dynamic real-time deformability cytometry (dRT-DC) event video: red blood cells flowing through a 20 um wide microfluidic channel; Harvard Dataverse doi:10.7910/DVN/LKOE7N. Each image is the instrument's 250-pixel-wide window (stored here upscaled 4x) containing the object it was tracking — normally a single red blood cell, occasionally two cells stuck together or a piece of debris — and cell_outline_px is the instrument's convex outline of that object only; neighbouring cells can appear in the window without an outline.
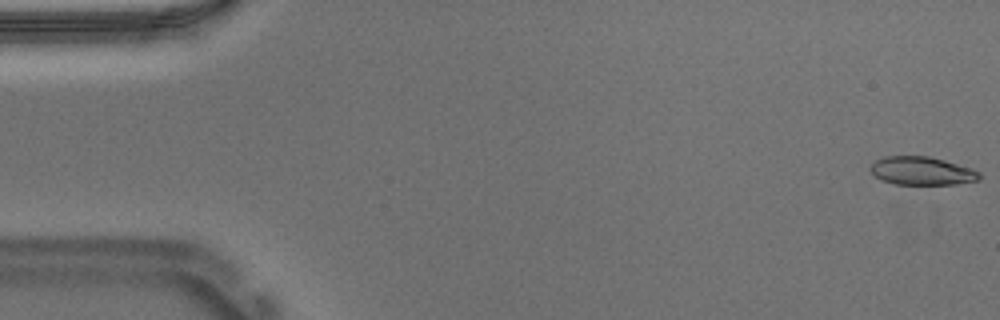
{"species": "Egyptian fruit bat (a non-hibernating species)", "species_latin": "Rousettus aegyptiacus", "temperature_condition": "warm", "stored_images_in_passage": 54, "camera_frame_rate_fps": 3000, "um_per_image_px": 0.085, "animal": {"sex": "male"}, "frame": {"image": 1, "passage_image": 1, "time_ms": 0.0, "image_size_px": [1000, 320], "cell_outline_px": [[980, 180], [956, 184], [896, 184], [880, 180], [868, 168], [876, 160], [884, 156], [928, 156], [944, 160], [972, 168], [980, 172]], "centroid_in_image_um": [78.36, 14.52], "position_along_channel_um": 6.6, "area_um2": 17.98}}
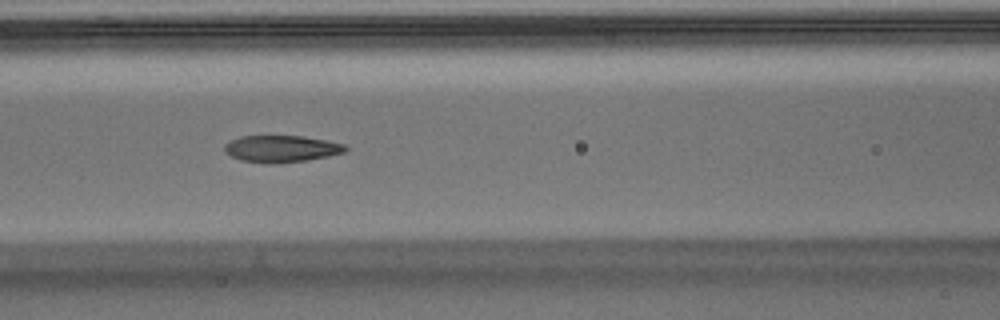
{"frame": {"image": 2, "passage_image": 23, "time_ms": 7.333, "image_size_px": [1000, 320], "cell_outline_px": [[348, 148], [344, 152], [328, 156], [308, 160], [276, 164], [264, 164], [240, 160], [224, 152], [224, 144], [228, 140], [240, 136], [304, 136], [344, 144]], "centroid_in_image_um": [23.86, 12.65], "position_along_channel_um": 142.7, "area_um2": 19.13}}
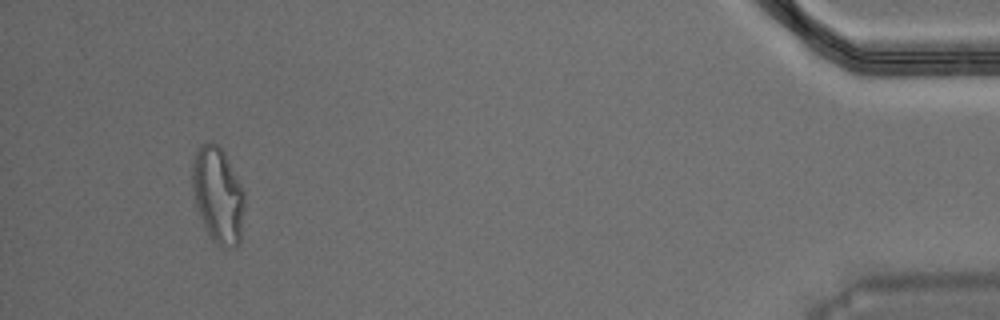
{"frame": {"image": 3, "passage_image": 51, "time_ms": 16.667, "image_size_px": [1000, 320], "cell_outline_px": [[244, 208], [240, 244], [216, 244], [212, 240], [204, 228], [196, 208], [192, 188], [192, 160], [200, 144], [212, 140], [224, 152], [244, 192]], "centroid_in_image_um": [18.49, 16.54], "position_along_channel_um": 416.7, "area_um2": 29.07}, "authors_computed_cell_mechanics": {"area_um2": 19.4208, "velocity_mm_per_s": 3.7091, "shape_relaxation_time_tau1_ms": 5.5858, "shape_relaxation_time_tau2_ms": 1.403, "deformation_change_tau1": 0.2007, "deformation_change_tau2": 0.085}}